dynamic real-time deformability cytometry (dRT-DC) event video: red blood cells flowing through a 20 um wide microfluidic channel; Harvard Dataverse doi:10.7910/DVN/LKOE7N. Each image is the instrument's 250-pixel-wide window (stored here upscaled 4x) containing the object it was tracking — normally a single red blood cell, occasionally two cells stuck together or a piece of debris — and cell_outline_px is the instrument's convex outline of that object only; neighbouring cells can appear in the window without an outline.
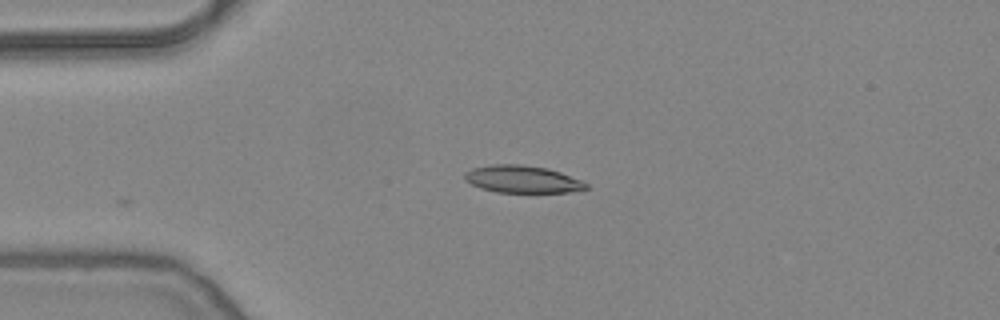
{"species": "common noctule bat (a hibernating species)", "species_latin": "Nyctalus noctula", "temperature_condition": "warm", "stored_images_in_passage": 23, "camera_frame_rate_fps": 3000, "um_per_image_px": 0.085, "animal": {"sex": "female", "body_mass_g": 24.6, "forearm_length_mm": 56.2}, "frame": {"image": 1, "passage_image": 1, "time_ms": 0.0, "image_size_px": [1000, 320], "cell_outline_px": [[588, 188], [568, 192], [496, 192], [480, 188], [464, 180], [464, 172], [472, 168], [492, 164], [520, 164], [548, 168], [560, 172], [580, 180], [588, 184]], "centroid_in_image_um": [44.36, 15.22], "position_along_channel_um": 40.6, "area_um2": 19.31}}
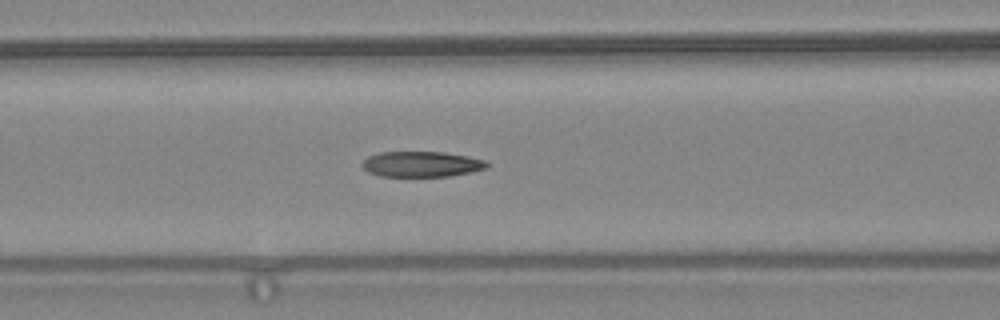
{"frame": {"image": 2, "passage_image": 10, "time_ms": 3.0, "image_size_px": [1000, 320], "cell_outline_px": [[488, 168], [472, 172], [448, 176], [380, 176], [368, 172], [360, 164], [368, 156], [380, 152], [444, 152], [468, 156], [488, 160]], "centroid_in_image_um": [35.86, 13.95], "position_along_channel_um": 130.7, "area_um2": 18.67}}
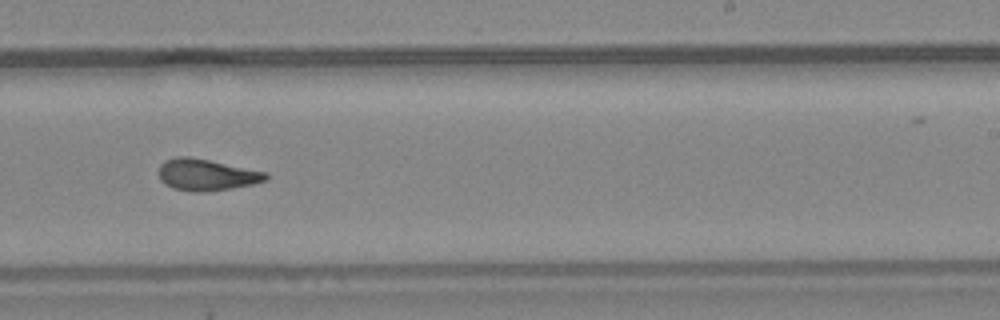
{"frame": {"image": 3, "passage_image": 21, "time_ms": 6.667, "image_size_px": [1000, 320], "cell_outline_px": [[268, 180], [252, 184], [232, 188], [208, 192], [192, 192], [172, 188], [164, 184], [160, 180], [156, 172], [160, 164], [164, 160], [176, 156], [188, 156], [268, 172]], "centroid_in_image_um": [17.5, 14.86], "position_along_channel_um": 271.5, "area_um2": 20.06}}